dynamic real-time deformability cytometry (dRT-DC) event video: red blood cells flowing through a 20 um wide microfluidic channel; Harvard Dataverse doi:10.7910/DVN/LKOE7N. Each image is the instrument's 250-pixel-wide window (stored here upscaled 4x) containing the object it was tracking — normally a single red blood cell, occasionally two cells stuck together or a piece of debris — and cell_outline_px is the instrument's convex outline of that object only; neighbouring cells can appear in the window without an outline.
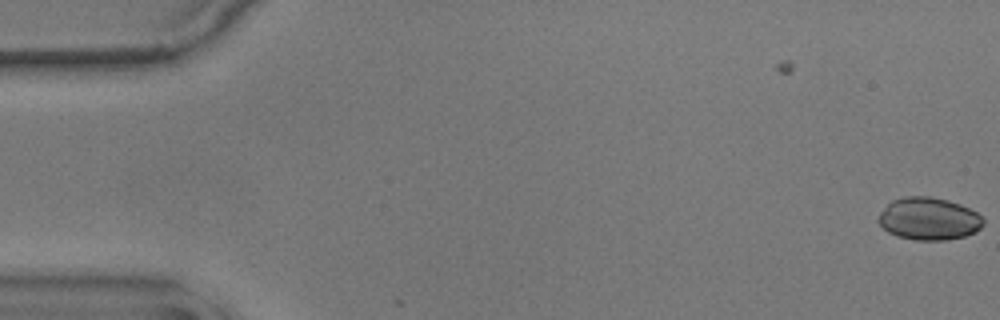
{"species": "common noctule bat (a hibernating species)", "species_latin": "Nyctalus noctula", "temperature_condition": "warm", "stored_images_in_passage": 5, "camera_frame_rate_fps": 3000, "um_per_image_px": 0.085, "animal": {"sex": "male", "body_mass_g": 17.9}, "frame": {"image": 1, "passage_image": 5, "time_ms": 1.333, "image_size_px": [1000, 320], "cell_outline_px": [[984, 224], [976, 232], [964, 236], [948, 240], [916, 240], [896, 236], [888, 232], [876, 220], [880, 212], [892, 200], [904, 196], [928, 196], [948, 200], [960, 204], [976, 212], [984, 220]], "centroid_in_image_um": [78.94, 18.6], "position_along_channel_um": 6.1, "area_um2": 26.07}}